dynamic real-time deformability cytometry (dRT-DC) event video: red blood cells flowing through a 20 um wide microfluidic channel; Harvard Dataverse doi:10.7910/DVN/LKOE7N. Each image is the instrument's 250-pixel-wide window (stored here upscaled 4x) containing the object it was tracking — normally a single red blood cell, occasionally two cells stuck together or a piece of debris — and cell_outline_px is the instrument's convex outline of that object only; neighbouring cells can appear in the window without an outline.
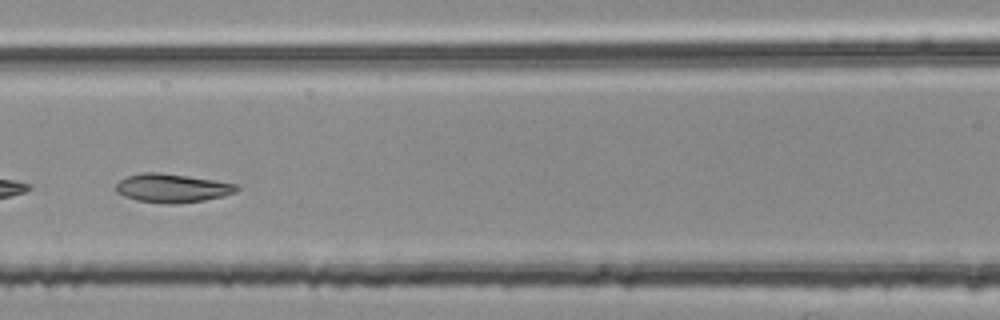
{"species": "common noctule bat (a hibernating species)", "species_latin": "Nyctalus noctula", "temperature_condition": "room temperature", "stored_images_in_passage": 45, "camera_frame_rate_fps": 3000, "um_per_image_px": 0.085, "animal": {"sex": "female", "body_mass_g": 25.1}, "frame": {"image": 1, "passage_image": 19, "time_ms": 6.0, "image_size_px": [1000, 320], "cell_outline_px": [[240, 188], [236, 192], [224, 196], [204, 200], [176, 204], [164, 204], [136, 200], [124, 196], [116, 192], [116, 184], [120, 180], [128, 176], [144, 172], [160, 172], [188, 176], [240, 184]], "centroid_in_image_um": [14.66, 15.99], "position_along_channel_um": 151.9, "area_um2": 20.35}}
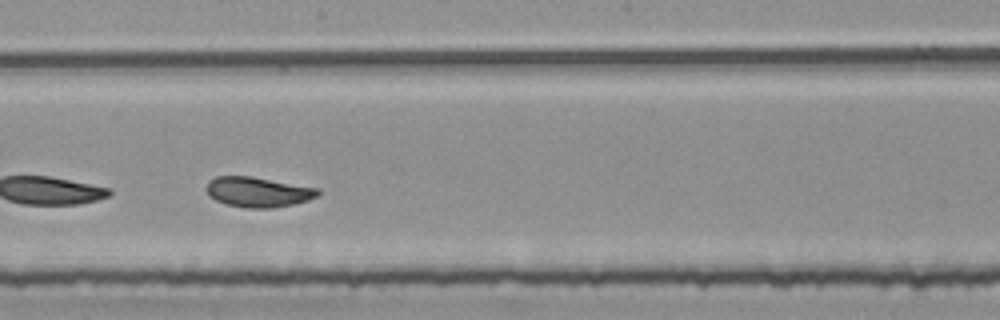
{"frame": {"image": 2, "passage_image": 25, "time_ms": 8.0, "image_size_px": [1000, 320], "cell_outline_px": [[320, 196], [308, 200], [292, 204], [272, 208], [244, 208], [228, 204], [216, 200], [208, 196], [204, 188], [208, 180], [216, 176], [252, 176], [320, 188]], "centroid_in_image_um": [21.92, 16.31], "position_along_channel_um": 226.3, "area_um2": 19.88}}
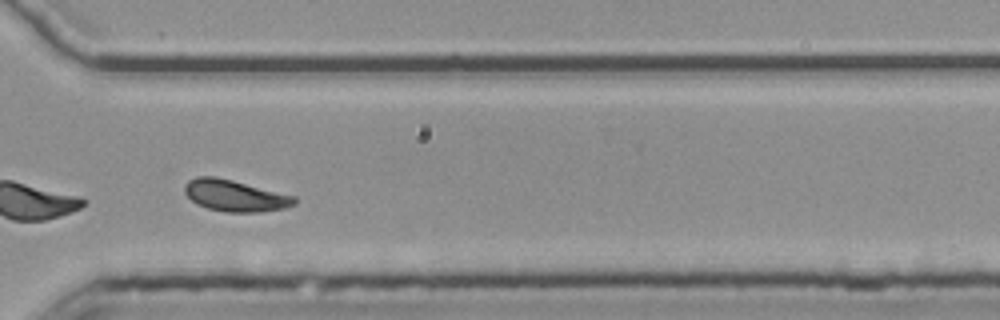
{"frame": {"image": 3, "passage_image": 35, "time_ms": 11.333, "image_size_px": [1000, 320], "cell_outline_px": [[296, 204], [284, 208], [260, 212], [224, 212], [208, 208], [196, 204], [184, 192], [184, 184], [188, 180], [196, 176], [216, 176], [296, 196]], "centroid_in_image_um": [19.96, 16.62], "position_along_channel_um": 350.6, "area_um2": 20.23}, "authors_computed_cell_mechanics": {"area_um2": 19.8254, "velocity_mm_per_s": 3.7463, "shape_relaxation_time_tau1_ms": 4.0798, "shape_relaxation_time_tau2_ms": 2.2881, "deformation_change_tau1": 0.1073, "deformation_change_tau2": 0.0804}}